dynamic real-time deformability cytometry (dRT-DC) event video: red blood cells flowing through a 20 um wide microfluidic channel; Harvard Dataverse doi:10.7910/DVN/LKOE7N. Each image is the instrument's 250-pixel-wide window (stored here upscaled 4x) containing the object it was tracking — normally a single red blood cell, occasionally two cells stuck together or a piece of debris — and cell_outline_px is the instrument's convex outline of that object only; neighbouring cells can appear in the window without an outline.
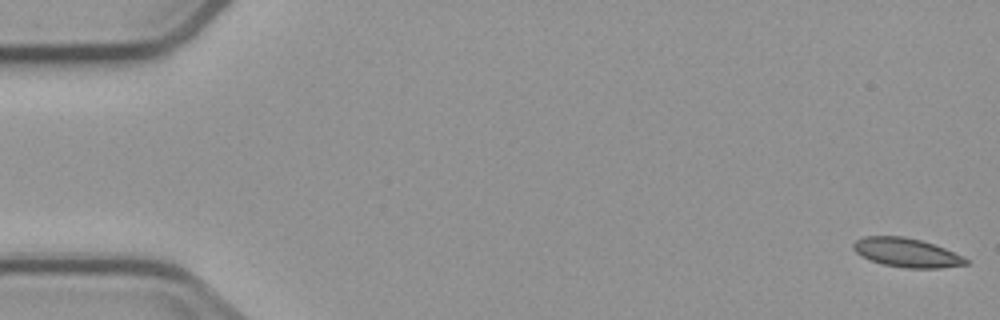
{"species": "common noctule bat (a hibernating species)", "species_latin": "Nyctalus noctula", "temperature_condition": "cold", "stored_images_in_passage": 6, "camera_frame_rate_fps": 3000, "um_per_image_px": 0.085, "animal": {"sex": "male", "body_mass_g": 23.1, "forearm_length_mm": 52.7}, "frame": {"image": 1, "passage_image": 1, "time_ms": 0.0, "image_size_px": [1000, 320], "cell_outline_px": [[968, 264], [940, 268], [908, 268], [884, 264], [872, 260], [856, 252], [852, 248], [852, 244], [856, 240], [864, 236], [904, 236], [920, 240], [944, 248], [968, 260]], "centroid_in_image_um": [77.04, 21.46], "position_along_channel_um": 8.0, "area_um2": 18.61}}